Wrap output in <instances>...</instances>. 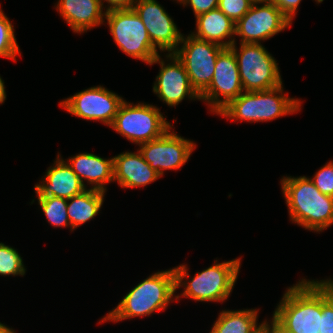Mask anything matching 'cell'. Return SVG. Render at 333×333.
I'll return each instance as SVG.
<instances>
[{
	"instance_id": "6da1fadb",
	"label": "cell",
	"mask_w": 333,
	"mask_h": 333,
	"mask_svg": "<svg viewBox=\"0 0 333 333\" xmlns=\"http://www.w3.org/2000/svg\"><path fill=\"white\" fill-rule=\"evenodd\" d=\"M322 280L301 279L287 288L272 321L285 333H321Z\"/></svg>"
},
{
	"instance_id": "7a4b0ae2",
	"label": "cell",
	"mask_w": 333,
	"mask_h": 333,
	"mask_svg": "<svg viewBox=\"0 0 333 333\" xmlns=\"http://www.w3.org/2000/svg\"><path fill=\"white\" fill-rule=\"evenodd\" d=\"M280 183L292 223L316 232L333 225L332 196L322 194L306 176H285Z\"/></svg>"
},
{
	"instance_id": "3957f363",
	"label": "cell",
	"mask_w": 333,
	"mask_h": 333,
	"mask_svg": "<svg viewBox=\"0 0 333 333\" xmlns=\"http://www.w3.org/2000/svg\"><path fill=\"white\" fill-rule=\"evenodd\" d=\"M175 292L174 269L155 272L132 288L116 308L107 313L99 323L118 322L162 311L167 308L170 302L174 301L173 298L176 301L179 300L180 296L175 295Z\"/></svg>"
},
{
	"instance_id": "277c9868",
	"label": "cell",
	"mask_w": 333,
	"mask_h": 333,
	"mask_svg": "<svg viewBox=\"0 0 333 333\" xmlns=\"http://www.w3.org/2000/svg\"><path fill=\"white\" fill-rule=\"evenodd\" d=\"M215 261L212 266L197 272L188 281L187 265L180 264L173 268L176 290L182 286L184 288L180 295L182 298H191L200 302H224L229 298L237 281L241 260L236 258L222 263Z\"/></svg>"
},
{
	"instance_id": "5b68a950",
	"label": "cell",
	"mask_w": 333,
	"mask_h": 333,
	"mask_svg": "<svg viewBox=\"0 0 333 333\" xmlns=\"http://www.w3.org/2000/svg\"><path fill=\"white\" fill-rule=\"evenodd\" d=\"M283 85L258 91H243L217 115L233 121L265 122L279 117L297 113L301 109V101L284 94Z\"/></svg>"
},
{
	"instance_id": "8992f818",
	"label": "cell",
	"mask_w": 333,
	"mask_h": 333,
	"mask_svg": "<svg viewBox=\"0 0 333 333\" xmlns=\"http://www.w3.org/2000/svg\"><path fill=\"white\" fill-rule=\"evenodd\" d=\"M171 127L160 108L144 103L134 105L125 100L110 126L118 134L137 145L160 138Z\"/></svg>"
},
{
	"instance_id": "52a82bcc",
	"label": "cell",
	"mask_w": 333,
	"mask_h": 333,
	"mask_svg": "<svg viewBox=\"0 0 333 333\" xmlns=\"http://www.w3.org/2000/svg\"><path fill=\"white\" fill-rule=\"evenodd\" d=\"M234 52L243 91L258 92L275 88L282 83L275 58L262 44L236 42L230 46Z\"/></svg>"
},
{
	"instance_id": "ba28073f",
	"label": "cell",
	"mask_w": 333,
	"mask_h": 333,
	"mask_svg": "<svg viewBox=\"0 0 333 333\" xmlns=\"http://www.w3.org/2000/svg\"><path fill=\"white\" fill-rule=\"evenodd\" d=\"M105 19L114 42L126 55L150 64L159 54L133 9L107 11Z\"/></svg>"
},
{
	"instance_id": "9c48e42d",
	"label": "cell",
	"mask_w": 333,
	"mask_h": 333,
	"mask_svg": "<svg viewBox=\"0 0 333 333\" xmlns=\"http://www.w3.org/2000/svg\"><path fill=\"white\" fill-rule=\"evenodd\" d=\"M223 49L219 44L198 39L192 34L182 36L175 55L182 61L190 84L199 96L212 82L217 56Z\"/></svg>"
},
{
	"instance_id": "30bf717a",
	"label": "cell",
	"mask_w": 333,
	"mask_h": 333,
	"mask_svg": "<svg viewBox=\"0 0 333 333\" xmlns=\"http://www.w3.org/2000/svg\"><path fill=\"white\" fill-rule=\"evenodd\" d=\"M242 92L235 54L230 48H224L217 56L212 82L200 95V100L208 103L213 114H218Z\"/></svg>"
},
{
	"instance_id": "8fae6325",
	"label": "cell",
	"mask_w": 333,
	"mask_h": 333,
	"mask_svg": "<svg viewBox=\"0 0 333 333\" xmlns=\"http://www.w3.org/2000/svg\"><path fill=\"white\" fill-rule=\"evenodd\" d=\"M291 24L274 3L253 2L249 11L235 23V35L241 37L240 43L261 44L262 40H268Z\"/></svg>"
},
{
	"instance_id": "7c38bea8",
	"label": "cell",
	"mask_w": 333,
	"mask_h": 333,
	"mask_svg": "<svg viewBox=\"0 0 333 333\" xmlns=\"http://www.w3.org/2000/svg\"><path fill=\"white\" fill-rule=\"evenodd\" d=\"M123 101L118 94L99 85L60 101V106L76 117L100 121L110 127Z\"/></svg>"
},
{
	"instance_id": "4fadbf2b",
	"label": "cell",
	"mask_w": 333,
	"mask_h": 333,
	"mask_svg": "<svg viewBox=\"0 0 333 333\" xmlns=\"http://www.w3.org/2000/svg\"><path fill=\"white\" fill-rule=\"evenodd\" d=\"M138 149L144 160L149 163L160 176L165 170H178L190 158L196 144L184 139L172 127L160 138L139 145Z\"/></svg>"
},
{
	"instance_id": "5bb4252c",
	"label": "cell",
	"mask_w": 333,
	"mask_h": 333,
	"mask_svg": "<svg viewBox=\"0 0 333 333\" xmlns=\"http://www.w3.org/2000/svg\"><path fill=\"white\" fill-rule=\"evenodd\" d=\"M132 9L142 20L154 47L168 54L175 53L183 34L172 17L156 0H136Z\"/></svg>"
},
{
	"instance_id": "9a60e30c",
	"label": "cell",
	"mask_w": 333,
	"mask_h": 333,
	"mask_svg": "<svg viewBox=\"0 0 333 333\" xmlns=\"http://www.w3.org/2000/svg\"><path fill=\"white\" fill-rule=\"evenodd\" d=\"M165 56L166 59H170L169 62L171 63H165V61L161 59L160 54H158L149 64H160V72L156 76V81L153 86L154 94L171 107H175L181 103L187 96L188 99H198L200 101V96L190 84L188 74L182 61L175 53H167Z\"/></svg>"
},
{
	"instance_id": "2e32d148",
	"label": "cell",
	"mask_w": 333,
	"mask_h": 333,
	"mask_svg": "<svg viewBox=\"0 0 333 333\" xmlns=\"http://www.w3.org/2000/svg\"><path fill=\"white\" fill-rule=\"evenodd\" d=\"M44 178L41 183L34 186L37 197L53 196L69 199L87 189L59 153L53 166L47 169Z\"/></svg>"
},
{
	"instance_id": "e0dca14e",
	"label": "cell",
	"mask_w": 333,
	"mask_h": 333,
	"mask_svg": "<svg viewBox=\"0 0 333 333\" xmlns=\"http://www.w3.org/2000/svg\"><path fill=\"white\" fill-rule=\"evenodd\" d=\"M114 182L122 188L144 187L161 176L151 168L139 150L113 157Z\"/></svg>"
},
{
	"instance_id": "ac0fdd59",
	"label": "cell",
	"mask_w": 333,
	"mask_h": 333,
	"mask_svg": "<svg viewBox=\"0 0 333 333\" xmlns=\"http://www.w3.org/2000/svg\"><path fill=\"white\" fill-rule=\"evenodd\" d=\"M55 8L74 33H84L105 20L100 0H58Z\"/></svg>"
},
{
	"instance_id": "d6986e66",
	"label": "cell",
	"mask_w": 333,
	"mask_h": 333,
	"mask_svg": "<svg viewBox=\"0 0 333 333\" xmlns=\"http://www.w3.org/2000/svg\"><path fill=\"white\" fill-rule=\"evenodd\" d=\"M73 172L86 187V180L91 189L106 192L105 185L114 182L113 158L104 159L93 153H79L67 160Z\"/></svg>"
},
{
	"instance_id": "ffe728a7",
	"label": "cell",
	"mask_w": 333,
	"mask_h": 333,
	"mask_svg": "<svg viewBox=\"0 0 333 333\" xmlns=\"http://www.w3.org/2000/svg\"><path fill=\"white\" fill-rule=\"evenodd\" d=\"M195 18L196 32H191L194 37L214 42L224 48H230L236 42L234 39L235 23L225 16L218 7ZM226 38H228L227 41Z\"/></svg>"
},
{
	"instance_id": "44dd1931",
	"label": "cell",
	"mask_w": 333,
	"mask_h": 333,
	"mask_svg": "<svg viewBox=\"0 0 333 333\" xmlns=\"http://www.w3.org/2000/svg\"><path fill=\"white\" fill-rule=\"evenodd\" d=\"M104 196V191L90 188L67 199V213L71 231L98 215L104 202Z\"/></svg>"
},
{
	"instance_id": "7402d4cb",
	"label": "cell",
	"mask_w": 333,
	"mask_h": 333,
	"mask_svg": "<svg viewBox=\"0 0 333 333\" xmlns=\"http://www.w3.org/2000/svg\"><path fill=\"white\" fill-rule=\"evenodd\" d=\"M258 311L256 309L223 310L209 333H254L261 326L257 323Z\"/></svg>"
},
{
	"instance_id": "603a6c76",
	"label": "cell",
	"mask_w": 333,
	"mask_h": 333,
	"mask_svg": "<svg viewBox=\"0 0 333 333\" xmlns=\"http://www.w3.org/2000/svg\"><path fill=\"white\" fill-rule=\"evenodd\" d=\"M38 204L46 216L48 223L54 227H68L70 220L67 213V199L59 197H38Z\"/></svg>"
},
{
	"instance_id": "cb8c5ba5",
	"label": "cell",
	"mask_w": 333,
	"mask_h": 333,
	"mask_svg": "<svg viewBox=\"0 0 333 333\" xmlns=\"http://www.w3.org/2000/svg\"><path fill=\"white\" fill-rule=\"evenodd\" d=\"M18 54L21 55L13 25L0 7V57L16 61Z\"/></svg>"
},
{
	"instance_id": "d4e9b609",
	"label": "cell",
	"mask_w": 333,
	"mask_h": 333,
	"mask_svg": "<svg viewBox=\"0 0 333 333\" xmlns=\"http://www.w3.org/2000/svg\"><path fill=\"white\" fill-rule=\"evenodd\" d=\"M26 268L22 257L13 247L0 243V275L23 276Z\"/></svg>"
},
{
	"instance_id": "484cf974",
	"label": "cell",
	"mask_w": 333,
	"mask_h": 333,
	"mask_svg": "<svg viewBox=\"0 0 333 333\" xmlns=\"http://www.w3.org/2000/svg\"><path fill=\"white\" fill-rule=\"evenodd\" d=\"M321 333H333V280H322Z\"/></svg>"
},
{
	"instance_id": "4316f807",
	"label": "cell",
	"mask_w": 333,
	"mask_h": 333,
	"mask_svg": "<svg viewBox=\"0 0 333 333\" xmlns=\"http://www.w3.org/2000/svg\"><path fill=\"white\" fill-rule=\"evenodd\" d=\"M252 4V0H219L218 8L236 23L249 11Z\"/></svg>"
},
{
	"instance_id": "83f0119b",
	"label": "cell",
	"mask_w": 333,
	"mask_h": 333,
	"mask_svg": "<svg viewBox=\"0 0 333 333\" xmlns=\"http://www.w3.org/2000/svg\"><path fill=\"white\" fill-rule=\"evenodd\" d=\"M309 179L322 194L333 197V161L327 162Z\"/></svg>"
},
{
	"instance_id": "f1b7e54d",
	"label": "cell",
	"mask_w": 333,
	"mask_h": 333,
	"mask_svg": "<svg viewBox=\"0 0 333 333\" xmlns=\"http://www.w3.org/2000/svg\"><path fill=\"white\" fill-rule=\"evenodd\" d=\"M219 0H180L183 6L191 5L195 17L218 7Z\"/></svg>"
},
{
	"instance_id": "f546056e",
	"label": "cell",
	"mask_w": 333,
	"mask_h": 333,
	"mask_svg": "<svg viewBox=\"0 0 333 333\" xmlns=\"http://www.w3.org/2000/svg\"><path fill=\"white\" fill-rule=\"evenodd\" d=\"M300 2L301 0H272V3L275 4L291 23L296 15Z\"/></svg>"
},
{
	"instance_id": "4dcf8cb0",
	"label": "cell",
	"mask_w": 333,
	"mask_h": 333,
	"mask_svg": "<svg viewBox=\"0 0 333 333\" xmlns=\"http://www.w3.org/2000/svg\"><path fill=\"white\" fill-rule=\"evenodd\" d=\"M136 0H100L102 7L104 8V2L109 5L105 9L106 12L110 10H122V9H132L133 4Z\"/></svg>"
},
{
	"instance_id": "1f68e13d",
	"label": "cell",
	"mask_w": 333,
	"mask_h": 333,
	"mask_svg": "<svg viewBox=\"0 0 333 333\" xmlns=\"http://www.w3.org/2000/svg\"><path fill=\"white\" fill-rule=\"evenodd\" d=\"M269 322L263 321L261 326L254 333H273V321Z\"/></svg>"
},
{
	"instance_id": "d6a6232c",
	"label": "cell",
	"mask_w": 333,
	"mask_h": 333,
	"mask_svg": "<svg viewBox=\"0 0 333 333\" xmlns=\"http://www.w3.org/2000/svg\"><path fill=\"white\" fill-rule=\"evenodd\" d=\"M5 100H6L5 85L4 81L0 77V104H3Z\"/></svg>"
},
{
	"instance_id": "836d02e7",
	"label": "cell",
	"mask_w": 333,
	"mask_h": 333,
	"mask_svg": "<svg viewBox=\"0 0 333 333\" xmlns=\"http://www.w3.org/2000/svg\"><path fill=\"white\" fill-rule=\"evenodd\" d=\"M0 333H16V331L0 322Z\"/></svg>"
},
{
	"instance_id": "e575fe53",
	"label": "cell",
	"mask_w": 333,
	"mask_h": 333,
	"mask_svg": "<svg viewBox=\"0 0 333 333\" xmlns=\"http://www.w3.org/2000/svg\"><path fill=\"white\" fill-rule=\"evenodd\" d=\"M273 333H285L273 322Z\"/></svg>"
},
{
	"instance_id": "d590c367",
	"label": "cell",
	"mask_w": 333,
	"mask_h": 333,
	"mask_svg": "<svg viewBox=\"0 0 333 333\" xmlns=\"http://www.w3.org/2000/svg\"><path fill=\"white\" fill-rule=\"evenodd\" d=\"M253 2H272V0H252Z\"/></svg>"
},
{
	"instance_id": "8d00e7d4",
	"label": "cell",
	"mask_w": 333,
	"mask_h": 333,
	"mask_svg": "<svg viewBox=\"0 0 333 333\" xmlns=\"http://www.w3.org/2000/svg\"><path fill=\"white\" fill-rule=\"evenodd\" d=\"M317 3H321L323 2L324 0H315Z\"/></svg>"
}]
</instances>
